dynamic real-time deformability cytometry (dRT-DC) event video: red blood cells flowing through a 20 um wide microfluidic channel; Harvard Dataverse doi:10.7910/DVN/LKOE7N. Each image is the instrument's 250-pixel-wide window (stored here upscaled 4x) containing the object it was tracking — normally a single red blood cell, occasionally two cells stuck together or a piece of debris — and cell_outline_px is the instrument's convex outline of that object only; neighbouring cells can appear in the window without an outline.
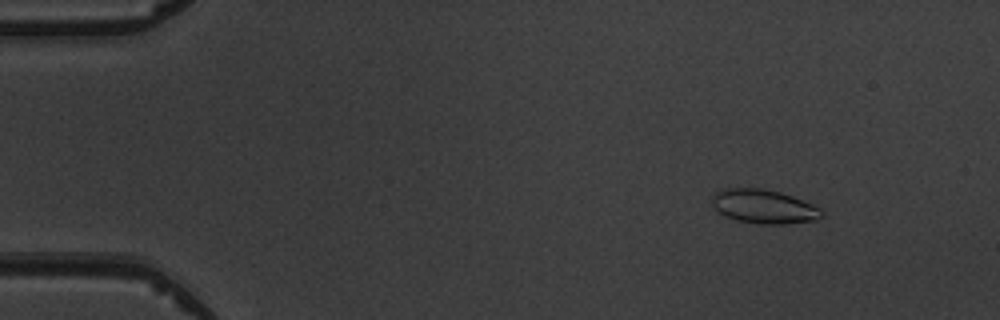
{"species": "common noctule bat (a hibernating species)", "species_latin": "Nyctalus noctula", "temperature_condition": "warm", "stored_images_in_passage": 4, "camera_frame_rate_fps": 3000, "um_per_image_px": 0.085, "animal": {"sex": "male", "body_mass_g": 19.5, "forearm_length_mm": 54.6}, "frame": {"image": 1, "passage_image": 1, "time_ms": 0.0, "image_size_px": [1000, 320], "cell_outline_px": [[824, 216], [816, 220], [784, 224], [760, 224], [736, 220], [724, 216], [712, 204], [712, 196], [716, 192], [724, 188], [764, 188], [780, 192], [792, 196], [812, 204], [820, 208], [824, 212]], "centroid_in_image_um": [64.94, 17.55], "position_along_channel_um": 20.1, "area_um2": 21.79}}
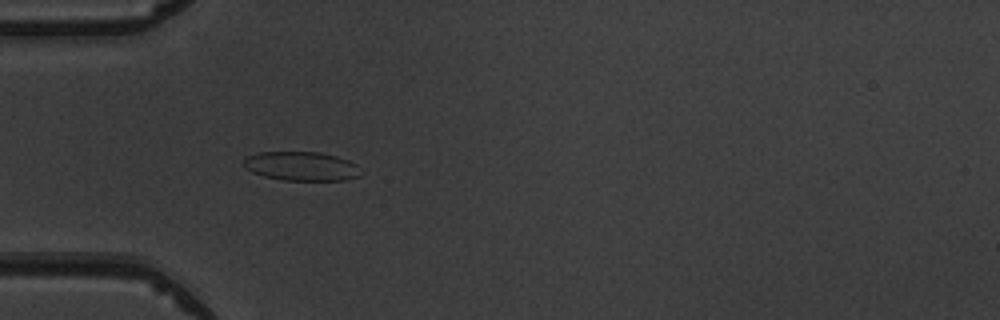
{"frame": {"image": 2, "passage_image": 4, "time_ms": 3.333, "image_size_px": [1000, 320], "cell_outline_px": [[364, 172], [360, 176], [344, 180], [284, 180], [264, 176], [252, 172], [244, 168], [244, 160], [248, 156], [260, 152], [320, 152], [336, 156], [348, 160], [356, 164]], "centroid_in_image_um": [25.66, 14.13], "position_along_channel_um": 59.3, "area_um2": 19.88}}